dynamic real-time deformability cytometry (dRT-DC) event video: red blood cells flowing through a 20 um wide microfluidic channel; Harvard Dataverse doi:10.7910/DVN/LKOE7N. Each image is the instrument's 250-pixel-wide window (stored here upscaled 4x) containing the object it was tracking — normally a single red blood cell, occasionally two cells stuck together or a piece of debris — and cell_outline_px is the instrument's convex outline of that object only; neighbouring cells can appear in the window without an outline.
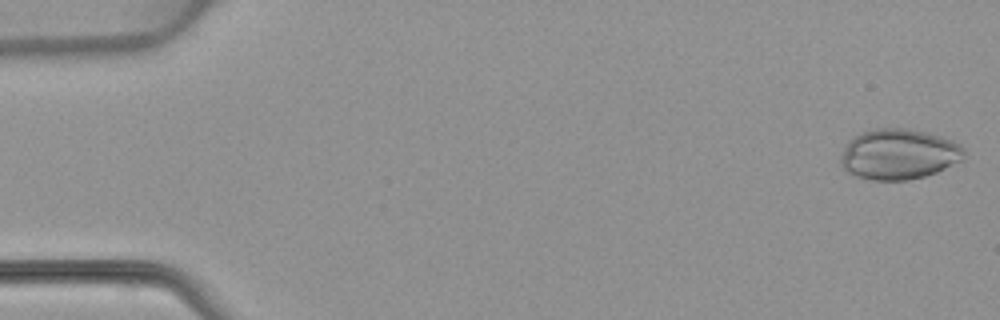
{"species": "common noctule bat (a hibernating species)", "species_latin": "Nyctalus noctula", "temperature_condition": "warm", "stored_images_in_passage": 9, "camera_frame_rate_fps": 3000, "um_per_image_px": 0.085, "animal": {"sex": "female", "body_mass_g": 22.7, "forearm_length_mm": 54.2}, "frame": {"image": 1, "passage_image": 1, "time_ms": 0.0, "image_size_px": [1000, 320], "cell_outline_px": [[964, 160], [936, 172], [924, 176], [908, 180], [872, 180], [856, 176], [848, 172], [840, 164], [840, 156], [848, 140], [860, 132], [876, 128], [912, 128], [928, 132], [952, 140], [960, 144], [964, 148]], "centroid_in_image_um": [76.4, 13.09], "position_along_channel_um": 8.6, "area_um2": 36.7}}